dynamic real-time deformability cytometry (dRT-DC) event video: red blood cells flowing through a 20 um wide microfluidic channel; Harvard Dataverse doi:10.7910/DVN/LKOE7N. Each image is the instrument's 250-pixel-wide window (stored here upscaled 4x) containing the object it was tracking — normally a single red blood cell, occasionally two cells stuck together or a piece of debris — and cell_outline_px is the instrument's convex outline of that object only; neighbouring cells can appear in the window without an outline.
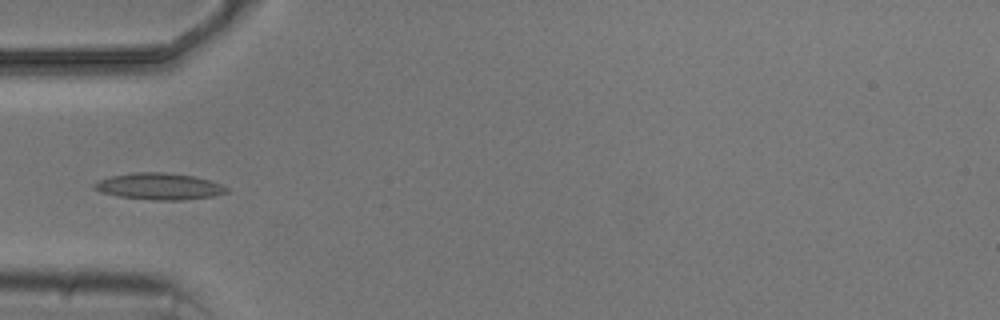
{"species": "common noctule bat (a hibernating species)", "species_latin": "Nyctalus noctula", "temperature_condition": "cold", "stored_images_in_passage": 5, "camera_frame_rate_fps": 3000, "um_per_image_px": 0.085, "animal": {"sex": "male", "body_mass_g": 20.5, "forearm_length_mm": 52.5}, "frame": {"image": 1, "passage_image": 5, "time_ms": 4.333, "image_size_px": [1000, 320], "cell_outline_px": [[228, 192], [212, 196], [184, 200], [152, 200], [120, 196], [100, 192], [92, 188], [92, 184], [96, 180], [112, 176], [136, 172], [164, 172], [196, 176], [220, 184], [228, 188]], "centroid_in_image_um": [13.5, 15.84], "position_along_channel_um": 71.5, "area_um2": 20.52}}